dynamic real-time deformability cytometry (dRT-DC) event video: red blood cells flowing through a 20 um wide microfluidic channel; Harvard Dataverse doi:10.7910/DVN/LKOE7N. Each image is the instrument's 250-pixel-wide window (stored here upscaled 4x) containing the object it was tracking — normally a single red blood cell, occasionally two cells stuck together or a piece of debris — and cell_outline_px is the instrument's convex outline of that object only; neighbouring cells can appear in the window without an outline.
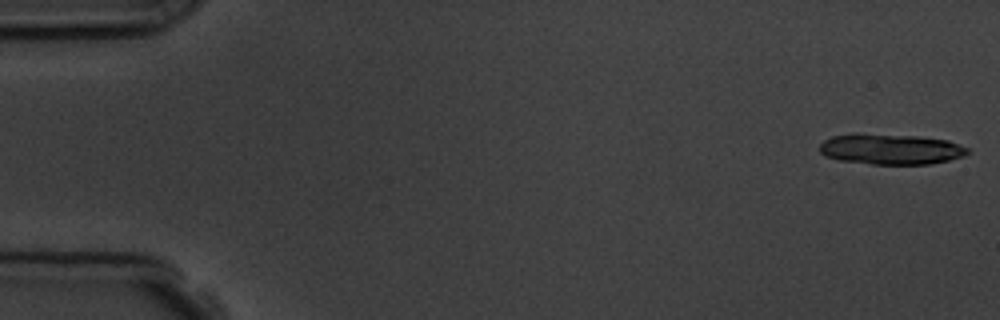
{"species": "common noctule bat (a hibernating species)", "species_latin": "Nyctalus noctula", "temperature_condition": "room temperature", "stored_images_in_passage": 6, "camera_frame_rate_fps": 3000, "um_per_image_px": 0.085, "animal": {"sex": "male", "body_mass_g": 19.5, "forearm_length_mm": 54.6}, "frame": {"image": 1, "passage_image": 1, "time_ms": 0.0, "image_size_px": [1000, 320], "cell_outline_px": [[968, 152], [964, 156], [948, 160], [928, 164], [872, 164], [836, 160], [824, 156], [820, 152], [820, 144], [824, 140], [832, 136], [852, 132], [860, 132], [920, 136], [948, 140], [968, 148]], "centroid_in_image_um": [75.65, 12.65], "position_along_channel_um": 9.4, "area_um2": 26.88}}
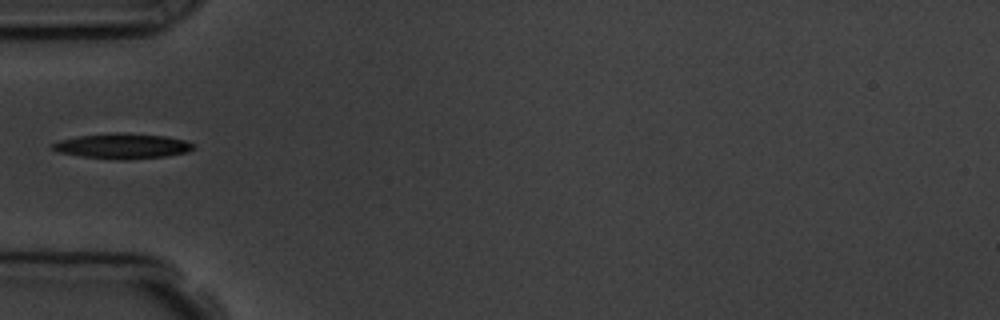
{"frame": {"image": 2, "passage_image": 6, "time_ms": 5.667, "image_size_px": [1000, 320], "cell_outline_px": [[196, 144], [188, 152], [164, 156], [124, 160], [120, 160], [84, 156], [60, 152], [52, 148], [52, 144], [60, 140], [80, 136], [116, 132], [120, 132], [164, 136], [184, 140]], "centroid_in_image_um": [10.44, 12.41], "position_along_channel_um": 74.6, "area_um2": 20.35}}